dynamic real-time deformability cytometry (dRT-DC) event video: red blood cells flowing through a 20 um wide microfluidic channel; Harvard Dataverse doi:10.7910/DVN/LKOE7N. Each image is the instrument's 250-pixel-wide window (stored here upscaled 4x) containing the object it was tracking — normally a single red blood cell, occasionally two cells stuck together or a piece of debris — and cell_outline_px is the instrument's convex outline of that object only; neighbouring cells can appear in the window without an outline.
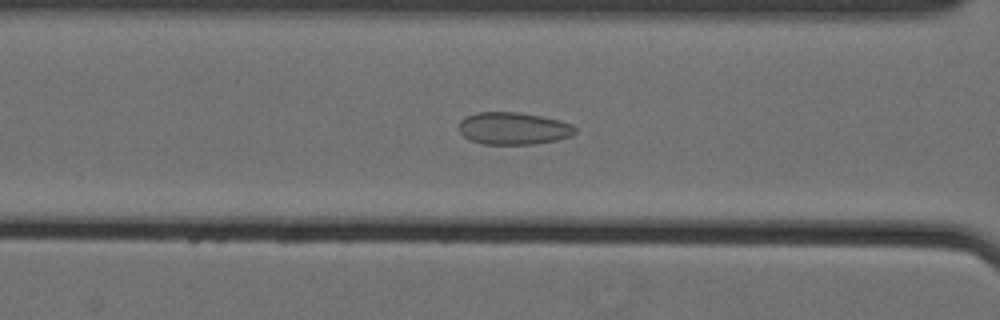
{"species": "Egyptian fruit bat (a non-hibernating species)", "species_latin": "Rousettus aegyptiacus", "temperature_condition": "cold", "stored_images_in_passage": 61, "camera_frame_rate_fps": 3000, "um_per_image_px": 0.085, "animal": {"sex": "female"}, "frame": {"image": 1, "passage_image": 29, "time_ms": 9.333, "image_size_px": [1000, 320], "cell_outline_px": [[576, 132], [572, 136], [556, 140], [532, 144], [484, 144], [472, 140], [464, 136], [460, 132], [460, 120], [464, 116], [476, 112], [520, 112], [540, 116], [572, 124], [576, 128]], "centroid_in_image_um": [43.63, 10.91], "position_along_channel_um": 123.0, "area_um2": 21.79}}
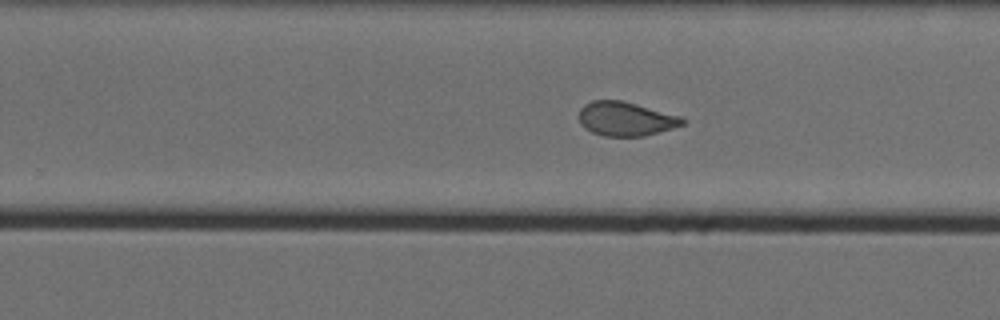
{"frame": {"image": 2, "passage_image": 42, "time_ms": 13.667, "image_size_px": [1000, 320], "cell_outline_px": [[688, 120], [684, 124], [672, 128], [644, 136], [604, 136], [592, 132], [584, 128], [580, 124], [580, 108], [584, 104], [592, 100], [620, 100], [636, 104], [680, 116]], "centroid_in_image_um": [53.17, 10.1], "position_along_channel_um": 276.6, "area_um2": 20.46}}
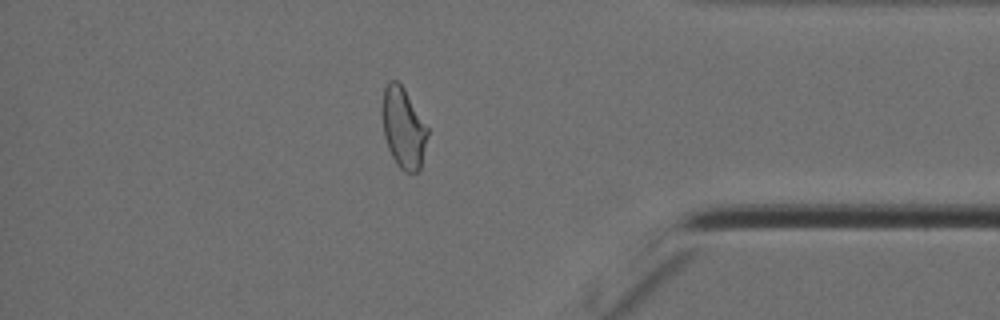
{"frame": {"image": 3, "passage_image": 54, "time_ms": 17.667, "image_size_px": [1000, 320], "cell_outline_px": [[428, 136], [420, 168], [416, 172], [404, 172], [396, 164], [388, 148], [384, 136], [380, 108], [384, 88], [388, 80], [396, 80], [404, 88], [428, 128]], "centroid_in_image_um": [34.25, 10.85], "position_along_channel_um": 400.9, "area_um2": 21.5}, "authors_computed_cell_mechanics": {"area_um2": 22.5998, "velocity_mm_per_s": 3.5522, "shape_relaxation_time_tau1_ms": null, "shape_relaxation_time_tau2_ms": 1.0228, "deformation_change_tau1": null, "deformation_change_tau2": 0.0651}}